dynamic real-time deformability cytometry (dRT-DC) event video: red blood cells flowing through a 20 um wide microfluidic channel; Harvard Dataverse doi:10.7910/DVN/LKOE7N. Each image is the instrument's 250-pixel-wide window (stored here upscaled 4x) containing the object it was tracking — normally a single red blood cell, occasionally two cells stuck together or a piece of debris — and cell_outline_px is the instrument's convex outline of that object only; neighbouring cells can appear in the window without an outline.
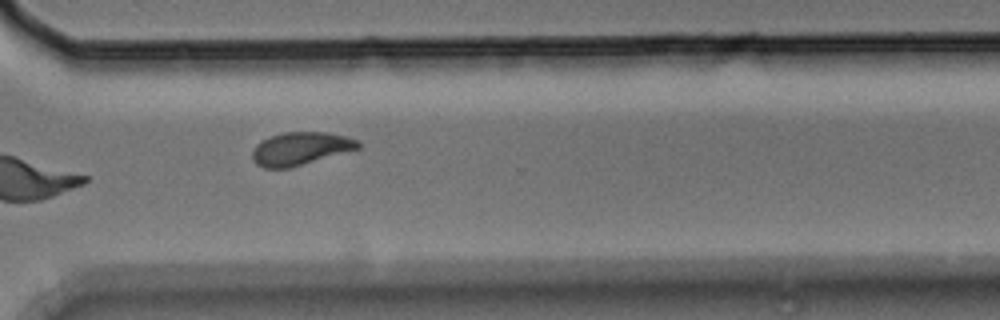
{"species": "Egyptian fruit bat (a non-hibernating species)", "species_latin": "Rousettus aegyptiacus", "temperature_condition": "room temperature", "stored_images_in_passage": 13, "camera_frame_rate_fps": 3000, "um_per_image_px": 0.085, "animal": {"sex": "male"}, "frame": {"image": 1, "passage_image": 10, "time_ms": 3.0, "image_size_px": [1000, 320], "cell_outline_px": [[360, 148], [288, 168], [264, 168], [256, 164], [252, 160], [252, 148], [260, 140], [268, 136], [284, 132], [328, 132], [360, 140]], "centroid_in_image_um": [25.49, 12.62], "position_along_channel_um": 345.1, "area_um2": 20.4}}